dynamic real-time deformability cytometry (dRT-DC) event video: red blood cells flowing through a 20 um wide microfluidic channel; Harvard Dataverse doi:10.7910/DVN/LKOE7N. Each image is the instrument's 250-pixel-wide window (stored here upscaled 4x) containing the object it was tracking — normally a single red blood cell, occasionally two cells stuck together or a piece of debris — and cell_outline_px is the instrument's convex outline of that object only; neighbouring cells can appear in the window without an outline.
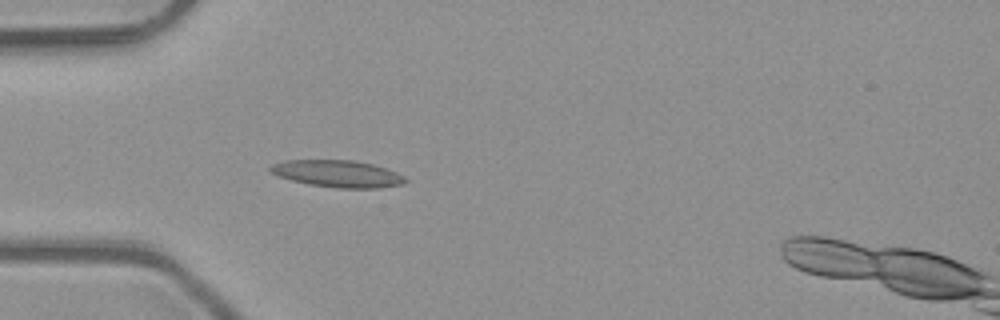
{"species": "common noctule bat (a hibernating species)", "species_latin": "Nyctalus noctula", "temperature_condition": "room temperature", "stored_images_in_passage": 4, "camera_frame_rate_fps": 3000, "um_per_image_px": 0.085, "animal": {"sex": "male", "body_mass_g": 23.1, "forearm_length_mm": 52.7}, "frame": {"image": 1, "passage_image": 4, "time_ms": 1.0, "image_size_px": [1000, 320], "cell_outline_px": [[408, 180], [404, 184], [380, 188], [336, 188], [308, 184], [292, 180], [280, 176], [272, 172], [268, 168], [272, 164], [284, 160], [352, 160], [372, 164], [396, 172], [404, 176]], "centroid_in_image_um": [28.72, 14.77], "position_along_channel_um": 56.3, "area_um2": 21.15}}